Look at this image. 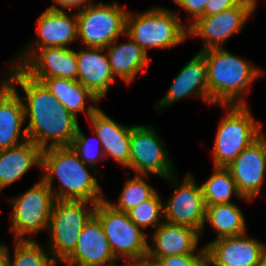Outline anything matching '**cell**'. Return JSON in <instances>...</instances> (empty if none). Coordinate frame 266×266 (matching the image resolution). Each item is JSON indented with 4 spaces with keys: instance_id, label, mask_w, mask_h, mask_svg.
Returning <instances> with one entry per match:
<instances>
[{
    "instance_id": "obj_1",
    "label": "cell",
    "mask_w": 266,
    "mask_h": 266,
    "mask_svg": "<svg viewBox=\"0 0 266 266\" xmlns=\"http://www.w3.org/2000/svg\"><path fill=\"white\" fill-rule=\"evenodd\" d=\"M10 74L8 83H18L26 94L23 105L25 119L28 116L30 119L25 127L28 139L41 150L70 146L79 125L77 118L59 104L43 83L29 77L19 67L14 65ZM49 139H53L50 144Z\"/></svg>"
},
{
    "instance_id": "obj_2",
    "label": "cell",
    "mask_w": 266,
    "mask_h": 266,
    "mask_svg": "<svg viewBox=\"0 0 266 266\" xmlns=\"http://www.w3.org/2000/svg\"><path fill=\"white\" fill-rule=\"evenodd\" d=\"M86 167L71 146L51 147L42 150L41 167L44 169L42 180L50 187L56 200L88 201L96 205L105 199L94 175ZM57 176L60 189H53Z\"/></svg>"
},
{
    "instance_id": "obj_3",
    "label": "cell",
    "mask_w": 266,
    "mask_h": 266,
    "mask_svg": "<svg viewBox=\"0 0 266 266\" xmlns=\"http://www.w3.org/2000/svg\"><path fill=\"white\" fill-rule=\"evenodd\" d=\"M200 53L206 62L211 103L221 106L246 105L240 97L262 73L223 48H210Z\"/></svg>"
},
{
    "instance_id": "obj_4",
    "label": "cell",
    "mask_w": 266,
    "mask_h": 266,
    "mask_svg": "<svg viewBox=\"0 0 266 266\" xmlns=\"http://www.w3.org/2000/svg\"><path fill=\"white\" fill-rule=\"evenodd\" d=\"M125 35L133 39L147 54L148 48H172L188 37V27L179 17L164 8L126 17Z\"/></svg>"
},
{
    "instance_id": "obj_5",
    "label": "cell",
    "mask_w": 266,
    "mask_h": 266,
    "mask_svg": "<svg viewBox=\"0 0 266 266\" xmlns=\"http://www.w3.org/2000/svg\"><path fill=\"white\" fill-rule=\"evenodd\" d=\"M224 107L231 110L219 123L213 150L214 167H227L262 135L261 123L255 122L247 104Z\"/></svg>"
},
{
    "instance_id": "obj_6",
    "label": "cell",
    "mask_w": 266,
    "mask_h": 266,
    "mask_svg": "<svg viewBox=\"0 0 266 266\" xmlns=\"http://www.w3.org/2000/svg\"><path fill=\"white\" fill-rule=\"evenodd\" d=\"M94 216L100 221L113 255L124 256L130 263L145 261L149 244L146 235L126 212L114 209L106 200L98 202Z\"/></svg>"
},
{
    "instance_id": "obj_7",
    "label": "cell",
    "mask_w": 266,
    "mask_h": 266,
    "mask_svg": "<svg viewBox=\"0 0 266 266\" xmlns=\"http://www.w3.org/2000/svg\"><path fill=\"white\" fill-rule=\"evenodd\" d=\"M88 203L55 200L48 229L51 233L49 248L56 261L64 262L74 252L84 225L94 215L96 205L86 210Z\"/></svg>"
},
{
    "instance_id": "obj_8",
    "label": "cell",
    "mask_w": 266,
    "mask_h": 266,
    "mask_svg": "<svg viewBox=\"0 0 266 266\" xmlns=\"http://www.w3.org/2000/svg\"><path fill=\"white\" fill-rule=\"evenodd\" d=\"M128 11L118 3L89 4L77 12L78 38L87 47L106 48L125 35Z\"/></svg>"
},
{
    "instance_id": "obj_9",
    "label": "cell",
    "mask_w": 266,
    "mask_h": 266,
    "mask_svg": "<svg viewBox=\"0 0 266 266\" xmlns=\"http://www.w3.org/2000/svg\"><path fill=\"white\" fill-rule=\"evenodd\" d=\"M55 200L52 190L42 179L20 197L11 200L13 212L9 232L15 233V240H29L23 236L48 228Z\"/></svg>"
},
{
    "instance_id": "obj_10",
    "label": "cell",
    "mask_w": 266,
    "mask_h": 266,
    "mask_svg": "<svg viewBox=\"0 0 266 266\" xmlns=\"http://www.w3.org/2000/svg\"><path fill=\"white\" fill-rule=\"evenodd\" d=\"M256 6V0H243L221 13L201 16L188 26V36L204 38L205 46L202 50L222 48L225 40L244 29L246 20Z\"/></svg>"
},
{
    "instance_id": "obj_11",
    "label": "cell",
    "mask_w": 266,
    "mask_h": 266,
    "mask_svg": "<svg viewBox=\"0 0 266 266\" xmlns=\"http://www.w3.org/2000/svg\"><path fill=\"white\" fill-rule=\"evenodd\" d=\"M157 132L150 126H131L129 168L138 175L149 173L172 179L173 170Z\"/></svg>"
},
{
    "instance_id": "obj_12",
    "label": "cell",
    "mask_w": 266,
    "mask_h": 266,
    "mask_svg": "<svg viewBox=\"0 0 266 266\" xmlns=\"http://www.w3.org/2000/svg\"><path fill=\"white\" fill-rule=\"evenodd\" d=\"M205 251L207 266H260L266 246L243 233L215 239Z\"/></svg>"
},
{
    "instance_id": "obj_13",
    "label": "cell",
    "mask_w": 266,
    "mask_h": 266,
    "mask_svg": "<svg viewBox=\"0 0 266 266\" xmlns=\"http://www.w3.org/2000/svg\"><path fill=\"white\" fill-rule=\"evenodd\" d=\"M175 191L167 205L163 206V220L190 226L202 233L205 225L206 205L201 186L196 184L191 174H187Z\"/></svg>"
},
{
    "instance_id": "obj_14",
    "label": "cell",
    "mask_w": 266,
    "mask_h": 266,
    "mask_svg": "<svg viewBox=\"0 0 266 266\" xmlns=\"http://www.w3.org/2000/svg\"><path fill=\"white\" fill-rule=\"evenodd\" d=\"M240 195L253 199L261 190L266 171V138L263 134L245 148L227 167Z\"/></svg>"
},
{
    "instance_id": "obj_15",
    "label": "cell",
    "mask_w": 266,
    "mask_h": 266,
    "mask_svg": "<svg viewBox=\"0 0 266 266\" xmlns=\"http://www.w3.org/2000/svg\"><path fill=\"white\" fill-rule=\"evenodd\" d=\"M37 41L36 45L30 46L28 52H22L17 67H20L37 49L44 47H64L78 38L77 15L68 17L56 5L47 8L37 19Z\"/></svg>"
},
{
    "instance_id": "obj_16",
    "label": "cell",
    "mask_w": 266,
    "mask_h": 266,
    "mask_svg": "<svg viewBox=\"0 0 266 266\" xmlns=\"http://www.w3.org/2000/svg\"><path fill=\"white\" fill-rule=\"evenodd\" d=\"M19 68L41 83L53 77L77 80L78 75L76 52L64 47L37 49Z\"/></svg>"
},
{
    "instance_id": "obj_17",
    "label": "cell",
    "mask_w": 266,
    "mask_h": 266,
    "mask_svg": "<svg viewBox=\"0 0 266 266\" xmlns=\"http://www.w3.org/2000/svg\"><path fill=\"white\" fill-rule=\"evenodd\" d=\"M117 260L100 221L93 215L84 225L74 252L64 261V264L67 266H102Z\"/></svg>"
},
{
    "instance_id": "obj_18",
    "label": "cell",
    "mask_w": 266,
    "mask_h": 266,
    "mask_svg": "<svg viewBox=\"0 0 266 266\" xmlns=\"http://www.w3.org/2000/svg\"><path fill=\"white\" fill-rule=\"evenodd\" d=\"M17 92L15 85L8 83V77L3 80L0 88V150L28 139L26 129L21 131L25 114L22 98Z\"/></svg>"
},
{
    "instance_id": "obj_19",
    "label": "cell",
    "mask_w": 266,
    "mask_h": 266,
    "mask_svg": "<svg viewBox=\"0 0 266 266\" xmlns=\"http://www.w3.org/2000/svg\"><path fill=\"white\" fill-rule=\"evenodd\" d=\"M200 234L198 230L190 226L164 221L151 236L154 249L149 245L146 259L193 254Z\"/></svg>"
},
{
    "instance_id": "obj_20",
    "label": "cell",
    "mask_w": 266,
    "mask_h": 266,
    "mask_svg": "<svg viewBox=\"0 0 266 266\" xmlns=\"http://www.w3.org/2000/svg\"><path fill=\"white\" fill-rule=\"evenodd\" d=\"M105 48L87 47L76 52L78 65L77 81L89 89L99 100L107 93L115 77L110 68Z\"/></svg>"
},
{
    "instance_id": "obj_21",
    "label": "cell",
    "mask_w": 266,
    "mask_h": 266,
    "mask_svg": "<svg viewBox=\"0 0 266 266\" xmlns=\"http://www.w3.org/2000/svg\"><path fill=\"white\" fill-rule=\"evenodd\" d=\"M192 93L211 104L208 91L206 62L200 52L181 69L170 85L167 94L159 101V107H168L176 100L182 99Z\"/></svg>"
},
{
    "instance_id": "obj_22",
    "label": "cell",
    "mask_w": 266,
    "mask_h": 266,
    "mask_svg": "<svg viewBox=\"0 0 266 266\" xmlns=\"http://www.w3.org/2000/svg\"><path fill=\"white\" fill-rule=\"evenodd\" d=\"M89 120L94 128L92 133H96L105 157L112 156L119 164L128 167L131 127L116 123L99 108L89 117Z\"/></svg>"
},
{
    "instance_id": "obj_23",
    "label": "cell",
    "mask_w": 266,
    "mask_h": 266,
    "mask_svg": "<svg viewBox=\"0 0 266 266\" xmlns=\"http://www.w3.org/2000/svg\"><path fill=\"white\" fill-rule=\"evenodd\" d=\"M42 150L31 140L0 150L1 190L21 178L32 166L41 167Z\"/></svg>"
},
{
    "instance_id": "obj_24",
    "label": "cell",
    "mask_w": 266,
    "mask_h": 266,
    "mask_svg": "<svg viewBox=\"0 0 266 266\" xmlns=\"http://www.w3.org/2000/svg\"><path fill=\"white\" fill-rule=\"evenodd\" d=\"M127 43L114 44L112 42L105 49L110 62L111 71L115 76L120 77L129 84L149 62L145 51L130 37ZM114 44V45H113Z\"/></svg>"
},
{
    "instance_id": "obj_25",
    "label": "cell",
    "mask_w": 266,
    "mask_h": 266,
    "mask_svg": "<svg viewBox=\"0 0 266 266\" xmlns=\"http://www.w3.org/2000/svg\"><path fill=\"white\" fill-rule=\"evenodd\" d=\"M42 83L56 97L59 104L76 118L78 111L85 112L86 110L85 115L89 118L98 109L94 105L85 109V97L95 103L100 100L77 80L53 77L45 79Z\"/></svg>"
},
{
    "instance_id": "obj_26",
    "label": "cell",
    "mask_w": 266,
    "mask_h": 266,
    "mask_svg": "<svg viewBox=\"0 0 266 266\" xmlns=\"http://www.w3.org/2000/svg\"><path fill=\"white\" fill-rule=\"evenodd\" d=\"M204 222H209L218 233L216 239L246 233L244 215L232 202L206 206Z\"/></svg>"
},
{
    "instance_id": "obj_27",
    "label": "cell",
    "mask_w": 266,
    "mask_h": 266,
    "mask_svg": "<svg viewBox=\"0 0 266 266\" xmlns=\"http://www.w3.org/2000/svg\"><path fill=\"white\" fill-rule=\"evenodd\" d=\"M201 189L206 206L231 203L232 194L246 201L250 200L240 195L236 182L226 167H214V173L201 185Z\"/></svg>"
},
{
    "instance_id": "obj_28",
    "label": "cell",
    "mask_w": 266,
    "mask_h": 266,
    "mask_svg": "<svg viewBox=\"0 0 266 266\" xmlns=\"http://www.w3.org/2000/svg\"><path fill=\"white\" fill-rule=\"evenodd\" d=\"M142 177L143 175L137 174V176L125 183L123 191L118 199V203L112 204L109 201L107 202L114 209L128 213L142 202L150 199L157 191L147 184Z\"/></svg>"
},
{
    "instance_id": "obj_29",
    "label": "cell",
    "mask_w": 266,
    "mask_h": 266,
    "mask_svg": "<svg viewBox=\"0 0 266 266\" xmlns=\"http://www.w3.org/2000/svg\"><path fill=\"white\" fill-rule=\"evenodd\" d=\"M14 260L9 266H55L56 260L33 239L16 240Z\"/></svg>"
},
{
    "instance_id": "obj_30",
    "label": "cell",
    "mask_w": 266,
    "mask_h": 266,
    "mask_svg": "<svg viewBox=\"0 0 266 266\" xmlns=\"http://www.w3.org/2000/svg\"><path fill=\"white\" fill-rule=\"evenodd\" d=\"M162 200L158 192H156L150 199L142 202L137 207L128 212L130 220L140 228L157 227L160 222V217H164Z\"/></svg>"
},
{
    "instance_id": "obj_31",
    "label": "cell",
    "mask_w": 266,
    "mask_h": 266,
    "mask_svg": "<svg viewBox=\"0 0 266 266\" xmlns=\"http://www.w3.org/2000/svg\"><path fill=\"white\" fill-rule=\"evenodd\" d=\"M83 135L81 132L79 125L76 130V134L74 139L72 140L71 147L77 153L80 160L89 166H95L96 162L98 161L97 157H105L103 150H100L98 153L95 149V146Z\"/></svg>"
},
{
    "instance_id": "obj_32",
    "label": "cell",
    "mask_w": 266,
    "mask_h": 266,
    "mask_svg": "<svg viewBox=\"0 0 266 266\" xmlns=\"http://www.w3.org/2000/svg\"><path fill=\"white\" fill-rule=\"evenodd\" d=\"M156 266H207L205 247L197 254H183L163 257L160 259H146Z\"/></svg>"
},
{
    "instance_id": "obj_33",
    "label": "cell",
    "mask_w": 266,
    "mask_h": 266,
    "mask_svg": "<svg viewBox=\"0 0 266 266\" xmlns=\"http://www.w3.org/2000/svg\"><path fill=\"white\" fill-rule=\"evenodd\" d=\"M209 0H174L179 7L184 8L194 21L204 14L206 4Z\"/></svg>"
},
{
    "instance_id": "obj_34",
    "label": "cell",
    "mask_w": 266,
    "mask_h": 266,
    "mask_svg": "<svg viewBox=\"0 0 266 266\" xmlns=\"http://www.w3.org/2000/svg\"><path fill=\"white\" fill-rule=\"evenodd\" d=\"M243 0H209L206 4L204 14L202 16H209L239 5Z\"/></svg>"
},
{
    "instance_id": "obj_35",
    "label": "cell",
    "mask_w": 266,
    "mask_h": 266,
    "mask_svg": "<svg viewBox=\"0 0 266 266\" xmlns=\"http://www.w3.org/2000/svg\"><path fill=\"white\" fill-rule=\"evenodd\" d=\"M89 0H52V2H57L60 6L65 7V8H75L78 7L80 11L83 10L86 6H88L90 3Z\"/></svg>"
},
{
    "instance_id": "obj_36",
    "label": "cell",
    "mask_w": 266,
    "mask_h": 266,
    "mask_svg": "<svg viewBox=\"0 0 266 266\" xmlns=\"http://www.w3.org/2000/svg\"><path fill=\"white\" fill-rule=\"evenodd\" d=\"M10 260L8 247L6 245L0 247V266H9Z\"/></svg>"
},
{
    "instance_id": "obj_37",
    "label": "cell",
    "mask_w": 266,
    "mask_h": 266,
    "mask_svg": "<svg viewBox=\"0 0 266 266\" xmlns=\"http://www.w3.org/2000/svg\"><path fill=\"white\" fill-rule=\"evenodd\" d=\"M132 266H156L154 263L148 262V261H140L133 263Z\"/></svg>"
},
{
    "instance_id": "obj_38",
    "label": "cell",
    "mask_w": 266,
    "mask_h": 266,
    "mask_svg": "<svg viewBox=\"0 0 266 266\" xmlns=\"http://www.w3.org/2000/svg\"><path fill=\"white\" fill-rule=\"evenodd\" d=\"M102 266H118V265H115V262H113V263H111V264L102 265ZM125 266H132V263H130L129 261H127V263H126Z\"/></svg>"
},
{
    "instance_id": "obj_39",
    "label": "cell",
    "mask_w": 266,
    "mask_h": 266,
    "mask_svg": "<svg viewBox=\"0 0 266 266\" xmlns=\"http://www.w3.org/2000/svg\"><path fill=\"white\" fill-rule=\"evenodd\" d=\"M260 266H266V253L263 256V259H262Z\"/></svg>"
}]
</instances>
